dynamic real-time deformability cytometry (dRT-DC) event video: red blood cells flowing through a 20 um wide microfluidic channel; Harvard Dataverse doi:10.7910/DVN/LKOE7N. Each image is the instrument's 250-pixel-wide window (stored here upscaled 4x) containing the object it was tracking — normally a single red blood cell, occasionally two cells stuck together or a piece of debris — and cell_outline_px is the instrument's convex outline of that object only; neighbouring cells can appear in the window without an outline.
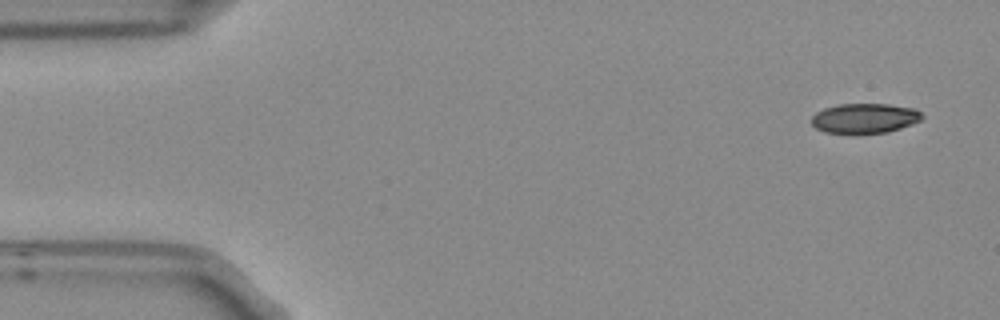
{"species": "Egyptian fruit bat (a non-hibernating species)", "species_latin": "Rousettus aegyptiacus", "temperature_condition": "room temperature", "stored_images_in_passage": 6, "camera_frame_rate_fps": 3000, "um_per_image_px": 0.085, "frame": {"image": 1, "passage_image": 1, "time_ms": 0.0, "image_size_px": [1000, 320], "cell_outline_px": [[924, 116], [920, 120], [912, 124], [888, 132], [824, 132], [816, 128], [812, 124], [812, 116], [816, 112], [824, 108], [840, 104], [888, 104], [912, 108], [920, 112]], "centroid_in_image_um": [73.49, 10.03], "position_along_channel_um": 11.5, "area_um2": 18.84}}
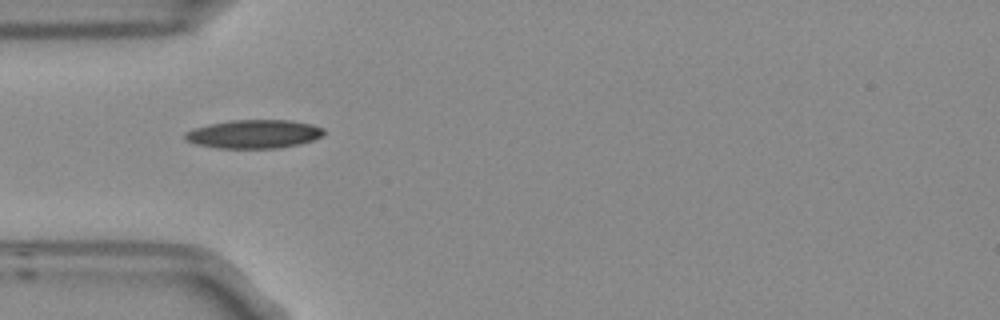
{"frame": {"image": 2, "passage_image": 4, "time_ms": 1.0, "image_size_px": [1000, 320], "cell_outline_px": [[328, 132], [324, 136], [300, 144], [280, 148], [220, 148], [196, 144], [184, 140], [184, 132], [192, 128], [208, 124], [228, 120], [292, 120], [312, 124], [324, 128]], "centroid_in_image_um": [21.6, 11.38], "position_along_channel_um": 63.4, "area_um2": 23.52}}